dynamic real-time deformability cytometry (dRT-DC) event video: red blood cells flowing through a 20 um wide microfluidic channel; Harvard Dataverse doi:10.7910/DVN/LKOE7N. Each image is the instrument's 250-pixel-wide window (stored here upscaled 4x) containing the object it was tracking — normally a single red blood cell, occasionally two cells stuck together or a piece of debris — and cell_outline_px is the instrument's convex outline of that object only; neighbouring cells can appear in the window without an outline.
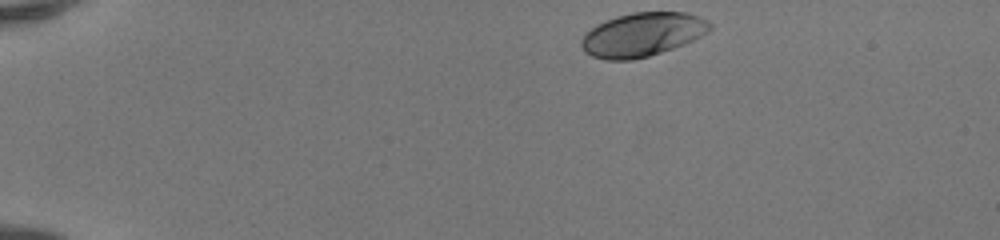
{"species": "human", "species_latin": "Homo sapiens", "temperature_condition": "room temperature", "stored_images_in_passage": 42, "camera_frame_rate_fps": 3000, "um_per_image_px": 0.085, "donor": {"sex": "female"}, "frame": {"image": 1, "passage_image": 1, "time_ms": 0.0, "image_size_px": [1000, 240], "cell_outline_px": [[712, 28], [708, 32], [692, 40], [672, 48], [648, 56], [632, 60], [608, 60], [592, 56], [584, 52], [580, 44], [580, 40], [584, 32], [596, 24], [616, 16], [632, 12], [684, 12], [700, 16], [708, 20], [712, 24]], "centroid_in_image_um": [54.57, 2.92], "position_along_channel_um": 30.4, "area_um2": 32.95}}
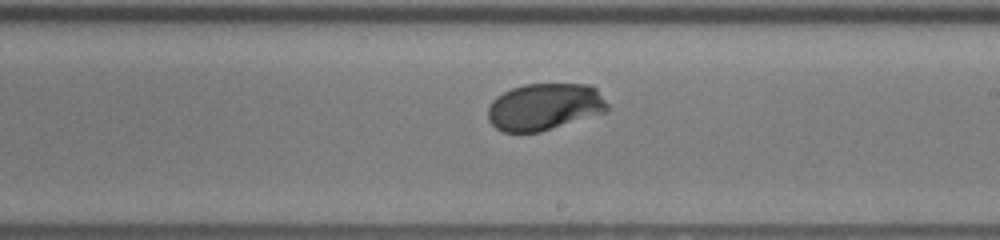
{"frame": {"image": 2, "passage_image": 23, "time_ms": 7.333, "image_size_px": [1000, 240], "cell_outline_px": [[608, 108], [604, 112], [540, 132], [504, 132], [496, 128], [488, 120], [488, 108], [492, 100], [496, 96], [512, 88], [524, 84], [588, 84], [596, 88], [608, 104]], "centroid_in_image_um": [46.25, 9.07], "position_along_channel_um": 242.7, "area_um2": 32.54}}
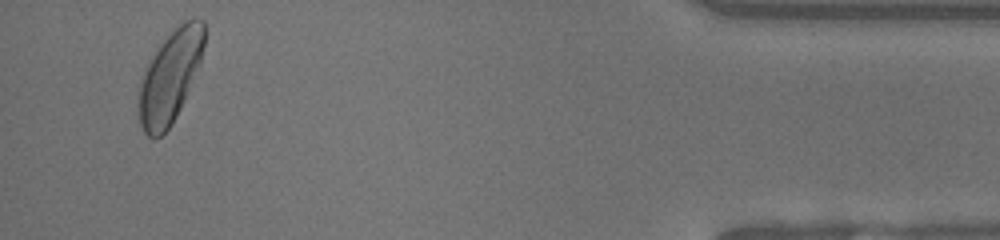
{"frame": {"image": 3, "passage_image": 40, "time_ms": 13.0, "image_size_px": [1000, 240], "cell_outline_px": [[204, 48], [200, 64], [180, 108], [176, 116], [168, 128], [160, 136], [152, 140], [144, 132], [140, 124], [136, 104], [140, 84], [148, 60], [160, 44], [180, 20], [204, 20]], "centroid_in_image_um": [14.42, 6.52], "position_along_channel_um": 420.8, "area_um2": 35.32}, "authors_computed_cell_mechanics": {"area_um2": 32.8015, "velocity_mm_per_s": 4.1551, "shape_relaxation_time_tau1_ms": 1.9624, "shape_relaxation_time_tau2_ms": null, "deformation_change_tau1": 0.1273, "deformation_change_tau2": null}}